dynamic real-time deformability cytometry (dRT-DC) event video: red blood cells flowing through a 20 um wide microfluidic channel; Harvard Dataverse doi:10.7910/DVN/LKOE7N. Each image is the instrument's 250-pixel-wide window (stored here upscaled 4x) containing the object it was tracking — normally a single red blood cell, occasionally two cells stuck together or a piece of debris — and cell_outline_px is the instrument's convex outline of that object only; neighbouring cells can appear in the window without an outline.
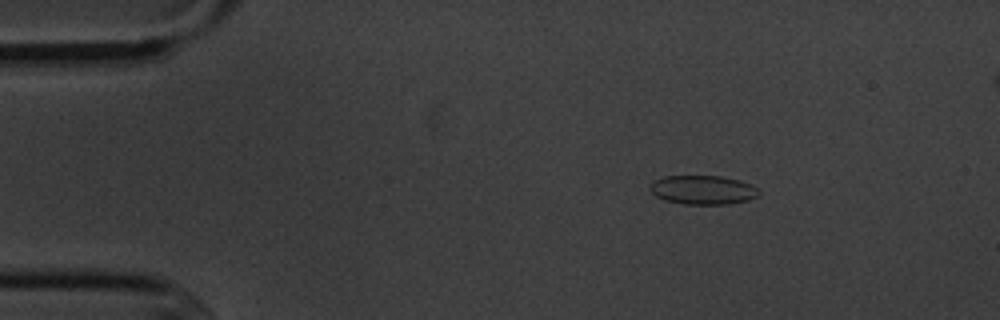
{"species": "common noctule bat (a hibernating species)", "species_latin": "Nyctalus noctula", "temperature_condition": "cold", "stored_images_in_passage": 5, "camera_frame_rate_fps": 3000, "um_per_image_px": 0.085, "animal": {"sex": "male", "body_mass_g": 20.1, "forearm_length_mm": 53.5}, "frame": {"image": 1, "passage_image": 2, "time_ms": 1.333, "image_size_px": [1000, 320], "cell_outline_px": [[760, 196], [748, 200], [728, 204], [684, 204], [664, 200], [656, 196], [648, 188], [656, 180], [664, 176], [720, 176], [740, 180], [756, 188], [760, 192]], "centroid_in_image_um": [59.75, 16.15], "position_along_channel_um": 25.2, "area_um2": 18.32}}